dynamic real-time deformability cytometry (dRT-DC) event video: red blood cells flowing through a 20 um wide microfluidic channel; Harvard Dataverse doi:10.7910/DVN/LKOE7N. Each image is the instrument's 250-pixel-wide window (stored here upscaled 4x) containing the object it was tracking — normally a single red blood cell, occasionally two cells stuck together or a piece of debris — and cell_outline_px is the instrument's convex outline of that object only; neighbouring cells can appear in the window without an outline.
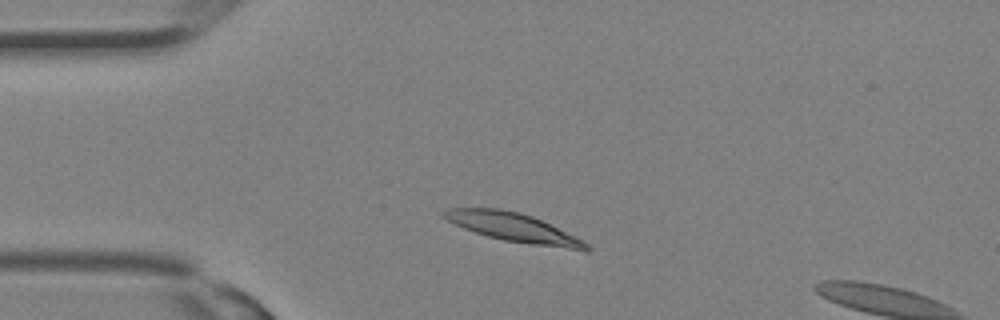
{"species": "Egyptian fruit bat (a non-hibernating species)", "species_latin": "Rousettus aegyptiacus", "temperature_condition": "room temperature", "stored_images_in_passage": 6, "camera_frame_rate_fps": 3000, "um_per_image_px": 0.085, "animal": {"sex": "female"}, "frame": {"image": 1, "passage_image": 4, "time_ms": 1.0, "image_size_px": [1000, 320], "cell_outline_px": [[592, 248], [588, 252], [584, 252], [504, 240], [488, 236], [464, 228], [440, 216], [440, 212], [444, 208], [500, 208], [520, 212], [532, 216], [584, 240]], "centroid_in_image_um": [43.69, 19.34], "position_along_channel_um": 41.3, "area_um2": 24.04}}